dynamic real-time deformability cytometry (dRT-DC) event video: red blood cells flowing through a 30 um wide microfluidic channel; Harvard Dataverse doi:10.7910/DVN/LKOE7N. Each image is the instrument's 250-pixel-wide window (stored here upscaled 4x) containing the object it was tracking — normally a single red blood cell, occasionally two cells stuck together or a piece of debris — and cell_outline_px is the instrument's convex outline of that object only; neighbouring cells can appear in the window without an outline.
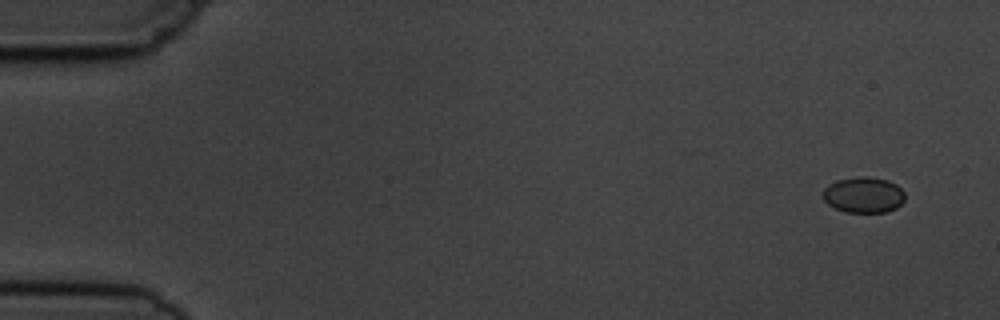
{"species": "common noctule bat (a hibernating species)", "species_latin": "Nyctalus noctula", "temperature_condition": "cold", "stored_images_in_passage": 6, "camera_frame_rate_fps": 3000, "um_per_image_px": 0.085, "animal": {"sex": "male", "body_mass_g": 19.5, "forearm_length_mm": 54.6}, "frame": {"image": 1, "passage_image": 1, "time_ms": 0.0, "image_size_px": [1000, 320], "cell_outline_px": [[904, 200], [896, 208], [884, 212], [844, 212], [828, 204], [824, 200], [824, 188], [828, 184], [836, 180], [860, 176], [868, 176], [888, 180], [896, 184], [904, 192]], "centroid_in_image_um": [73.4, 16.55], "position_along_channel_um": 11.6, "area_um2": 17.11}}
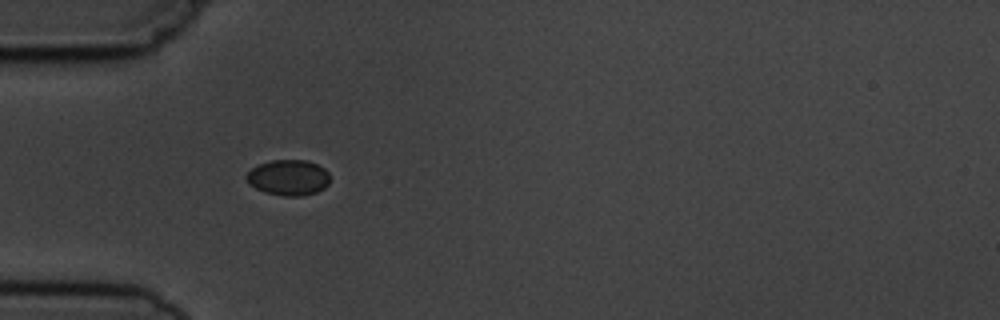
{"frame": {"image": 2, "passage_image": 5, "time_ms": 4.667, "image_size_px": [1000, 320], "cell_outline_px": [[328, 184], [324, 188], [316, 192], [300, 196], [284, 196], [264, 192], [248, 184], [244, 176], [252, 168], [260, 164], [272, 160], [308, 160], [324, 168], [328, 172]], "centroid_in_image_um": [24.49, 15.09], "position_along_channel_um": 60.5, "area_um2": 17.34}}
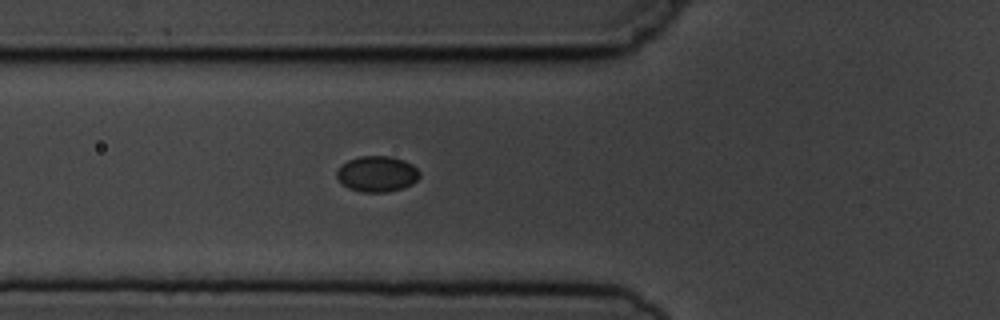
{"frame": {"image": 3, "passage_image": 6, "time_ms": 5.667, "image_size_px": [1000, 320], "cell_outline_px": [[420, 176], [412, 184], [404, 188], [388, 192], [360, 192], [348, 188], [336, 176], [336, 172], [348, 160], [360, 156], [392, 156], [404, 160], [412, 164], [420, 172]], "centroid_in_image_um": [32.08, 14.79], "position_along_channel_um": 93.7, "area_um2": 17.28}}